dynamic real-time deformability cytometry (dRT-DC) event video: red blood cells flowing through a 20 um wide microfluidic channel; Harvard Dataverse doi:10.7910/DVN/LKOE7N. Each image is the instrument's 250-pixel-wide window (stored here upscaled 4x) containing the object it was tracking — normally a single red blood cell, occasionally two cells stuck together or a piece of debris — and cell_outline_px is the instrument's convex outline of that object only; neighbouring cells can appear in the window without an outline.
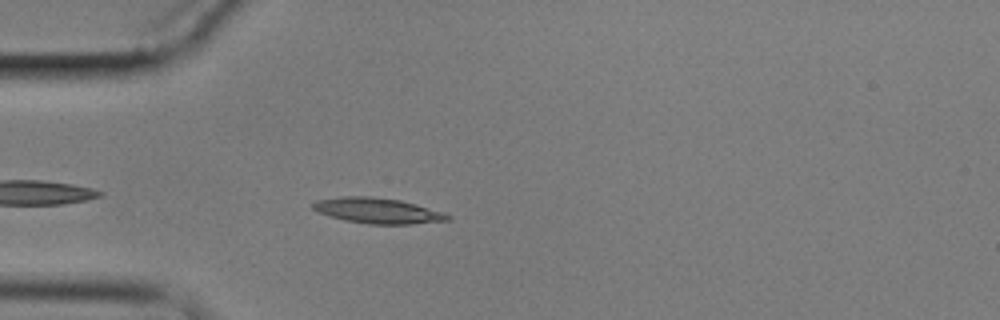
{"species": "common noctule bat (a hibernating species)", "species_latin": "Nyctalus noctula", "temperature_condition": "cold", "stored_images_in_passage": 5, "camera_frame_rate_fps": 3000, "um_per_image_px": 0.085, "animal": {"sex": "male", "body_mass_g": 17.9}, "frame": {"image": 1, "passage_image": 5, "time_ms": 5.0, "image_size_px": [1000, 320], "cell_outline_px": [[452, 220], [412, 224], [368, 224], [344, 220], [320, 212], [312, 208], [312, 204], [316, 200], [340, 196], [372, 196], [400, 200], [416, 204], [444, 212], [452, 216]], "centroid_in_image_um": [32.15, 17.9], "position_along_channel_um": 52.9, "area_um2": 20.11}}